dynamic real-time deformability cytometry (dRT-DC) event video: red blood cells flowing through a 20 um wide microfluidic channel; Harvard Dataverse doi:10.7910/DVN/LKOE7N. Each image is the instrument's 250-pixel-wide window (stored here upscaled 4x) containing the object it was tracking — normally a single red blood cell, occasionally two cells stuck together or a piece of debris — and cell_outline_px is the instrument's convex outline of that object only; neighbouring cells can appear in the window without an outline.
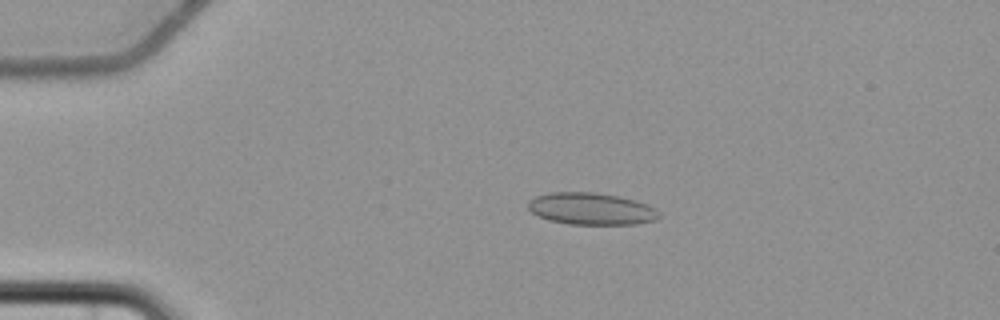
{"species": "common noctule bat (a hibernating species)", "species_latin": "Nyctalus noctula", "temperature_condition": "cold", "stored_images_in_passage": 7, "camera_frame_rate_fps": 3000, "um_per_image_px": 0.085, "animal": {"sex": "female", "body_mass_g": 22.7, "forearm_length_mm": 54.2}, "frame": {"image": 1, "passage_image": 4, "time_ms": 3.333, "image_size_px": [1000, 320], "cell_outline_px": [[660, 216], [656, 220], [636, 224], [568, 224], [548, 220], [532, 212], [528, 208], [528, 200], [536, 196], [552, 192], [592, 192], [616, 196], [636, 200], [648, 204], [656, 208], [660, 212]], "centroid_in_image_um": [50.28, 17.75], "position_along_channel_um": 34.7, "area_um2": 24.45}}
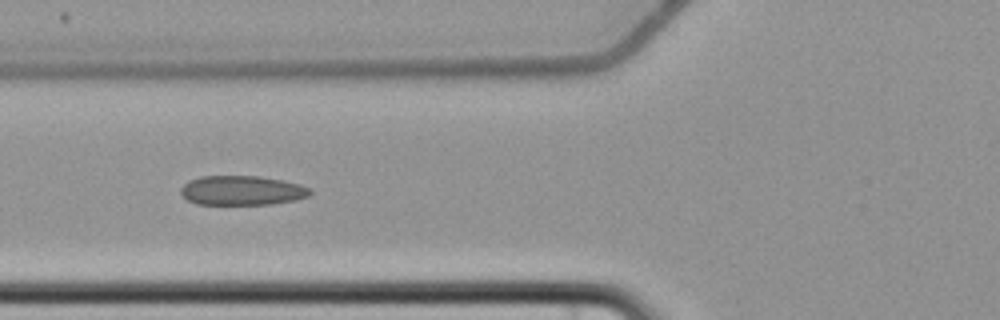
{"frame": {"image": 2, "passage_image": 6, "time_ms": 6.667, "image_size_px": [1000, 320], "cell_outline_px": [[312, 192], [308, 196], [296, 200], [272, 204], [196, 204], [188, 200], [180, 192], [180, 188], [188, 180], [200, 176], [260, 176], [300, 184], [312, 188]], "centroid_in_image_um": [20.57, 16.18], "position_along_channel_um": 105.2, "area_um2": 22.31}}
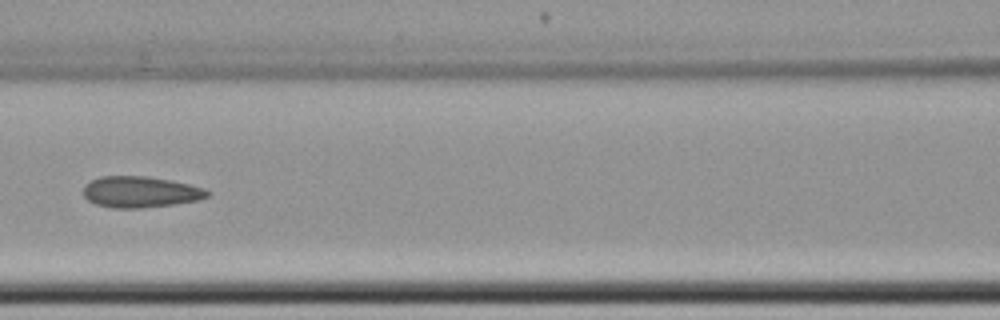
{"frame": {"image": 3, "passage_image": 7, "time_ms": 8.0, "image_size_px": [1000, 320], "cell_outline_px": [[212, 192], [208, 196], [200, 200], [176, 204], [140, 208], [112, 208], [96, 204], [88, 200], [84, 196], [84, 184], [100, 176], [148, 176], [188, 184], [204, 188]], "centroid_in_image_um": [11.94, 16.32], "position_along_channel_um": 154.7, "area_um2": 22.6}}